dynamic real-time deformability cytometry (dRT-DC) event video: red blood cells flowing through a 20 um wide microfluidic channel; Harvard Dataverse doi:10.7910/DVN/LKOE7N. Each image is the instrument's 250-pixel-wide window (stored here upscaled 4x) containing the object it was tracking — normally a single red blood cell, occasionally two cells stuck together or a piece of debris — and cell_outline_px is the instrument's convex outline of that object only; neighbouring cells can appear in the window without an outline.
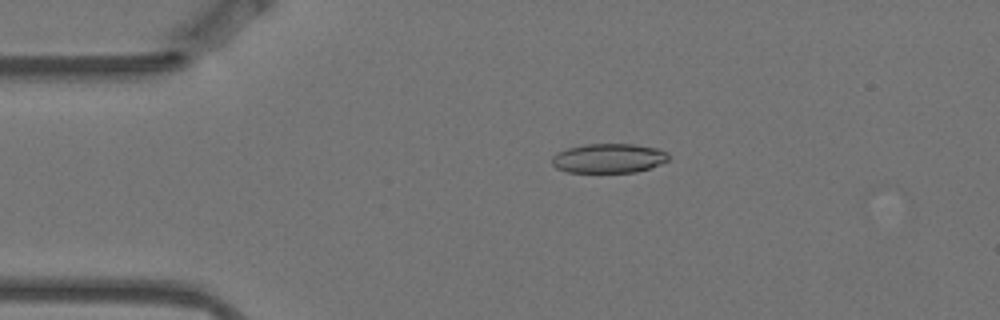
{"species": "Egyptian fruit bat (a non-hibernating species)", "species_latin": "Rousettus aegyptiacus", "temperature_condition": "warm", "stored_images_in_passage": 4, "camera_frame_rate_fps": 3000, "um_per_image_px": 0.085, "animal": {"sex": "female"}, "frame": {"image": 1, "passage_image": 2, "time_ms": 0.333, "image_size_px": [1000, 320], "cell_outline_px": [[668, 160], [660, 164], [636, 172], [568, 172], [556, 168], [552, 164], [552, 156], [568, 148], [584, 144], [636, 144], [660, 148], [668, 152]], "centroid_in_image_um": [51.77, 13.44], "position_along_channel_um": 33.2, "area_um2": 20.0}}
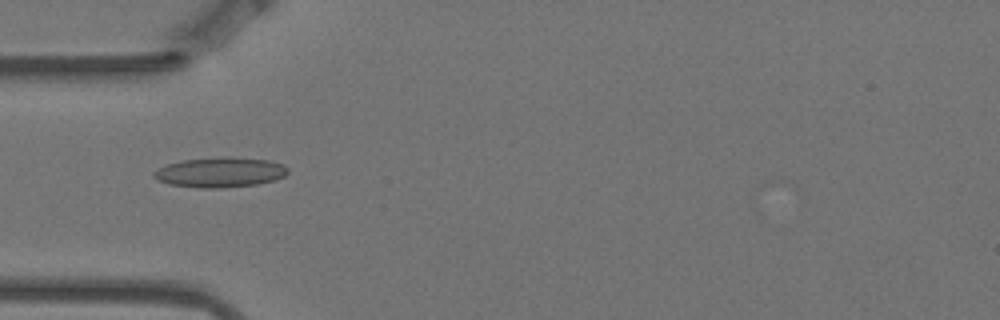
{"frame": {"image": 2, "passage_image": 3, "time_ms": 0.667, "image_size_px": [1000, 320], "cell_outline_px": [[288, 172], [284, 176], [276, 180], [256, 184], [220, 188], [200, 188], [168, 184], [156, 180], [152, 176], [152, 172], [156, 168], [168, 164], [184, 160], [224, 156], [268, 160], [284, 164], [288, 168]], "centroid_in_image_um": [18.68, 14.64], "position_along_channel_um": 66.3, "area_um2": 23.64}}
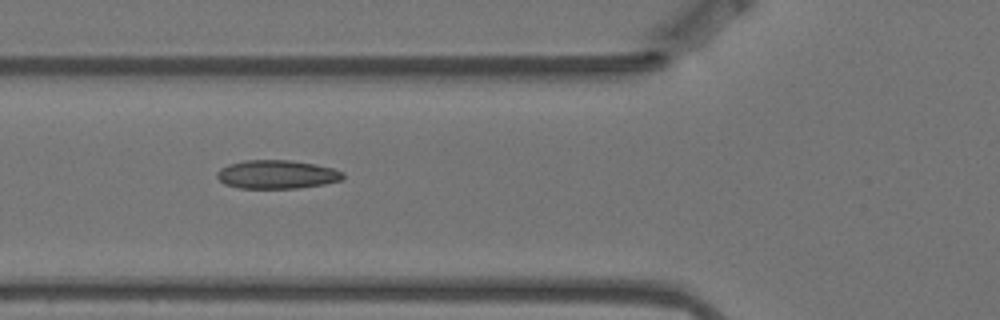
{"frame": {"image": 3, "passage_image": 4, "time_ms": 1.0, "image_size_px": [1000, 320], "cell_outline_px": [[344, 176], [340, 180], [324, 184], [296, 188], [240, 188], [224, 184], [216, 176], [216, 172], [220, 168], [228, 164], [244, 160], [292, 160], [316, 164], [332, 168], [344, 172]], "centroid_in_image_um": [23.51, 14.82], "position_along_channel_um": 102.3, "area_um2": 21.04}}